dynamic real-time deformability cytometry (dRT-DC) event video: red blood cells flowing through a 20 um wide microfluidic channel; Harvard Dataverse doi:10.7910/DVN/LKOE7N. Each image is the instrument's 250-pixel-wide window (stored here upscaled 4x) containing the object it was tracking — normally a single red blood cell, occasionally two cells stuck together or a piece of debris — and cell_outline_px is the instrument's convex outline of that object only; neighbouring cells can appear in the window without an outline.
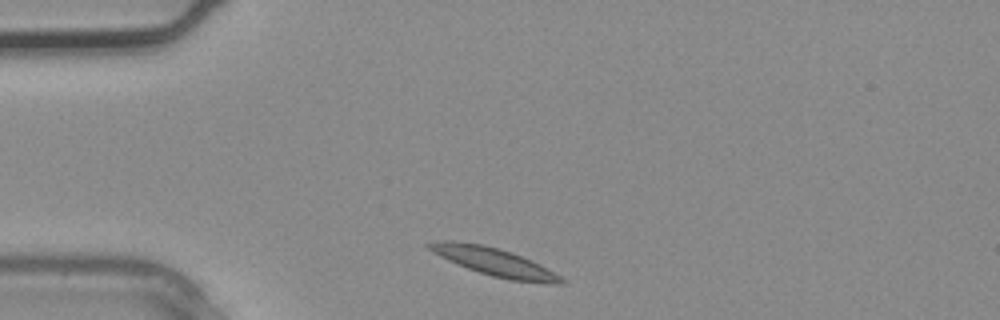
{"species": "common noctule bat (a hibernating species)", "species_latin": "Nyctalus noctula", "temperature_condition": "warm", "stored_images_in_passage": 2, "segment_of_instrument_passage": [2, 2], "camera_frame_rate_fps": 3000, "um_per_image_px": 0.085, "animal": {"sex": "male", "body_mass_g": 20.4}, "frame": {"image": 1, "passage_image": 2, "time_ms": 0.333, "image_size_px": [1000, 320], "cell_outline_px": [[568, 284], [556, 284], [508, 280], [492, 276], [468, 268], [448, 260], [432, 252], [424, 244], [432, 240], [452, 240], [484, 244], [532, 260], [548, 268], [560, 276]], "centroid_in_image_um": [41.98, 22.25], "position_along_channel_um": 43.0, "area_um2": 21.5}}